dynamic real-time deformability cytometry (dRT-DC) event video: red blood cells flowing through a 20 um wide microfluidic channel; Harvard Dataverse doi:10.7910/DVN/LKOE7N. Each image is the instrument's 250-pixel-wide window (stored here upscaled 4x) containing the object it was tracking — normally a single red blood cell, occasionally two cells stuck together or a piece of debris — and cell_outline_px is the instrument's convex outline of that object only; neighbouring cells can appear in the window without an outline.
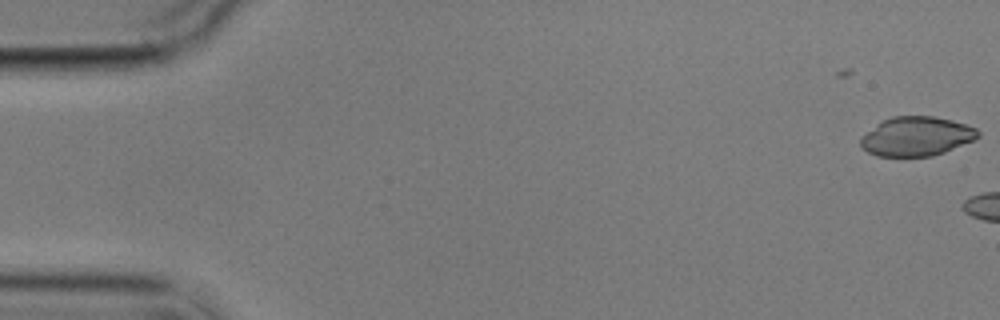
{"species": "common noctule bat (a hibernating species)", "species_latin": "Nyctalus noctula", "temperature_condition": "cold", "stored_images_in_passage": 3, "camera_frame_rate_fps": 3000, "um_per_image_px": 0.085, "animal": {"sex": "male", "body_mass_g": 17.9}, "frame": {"image": 1, "passage_image": 1, "time_ms": 0.0, "image_size_px": [1000, 320], "cell_outline_px": [[980, 136], [972, 140], [944, 152], [932, 156], [876, 156], [868, 152], [860, 144], [860, 136], [884, 120], [892, 116], [932, 116], [952, 120], [976, 128], [980, 132]], "centroid_in_image_um": [77.89, 11.59], "position_along_channel_um": 7.1, "area_um2": 26.59}}